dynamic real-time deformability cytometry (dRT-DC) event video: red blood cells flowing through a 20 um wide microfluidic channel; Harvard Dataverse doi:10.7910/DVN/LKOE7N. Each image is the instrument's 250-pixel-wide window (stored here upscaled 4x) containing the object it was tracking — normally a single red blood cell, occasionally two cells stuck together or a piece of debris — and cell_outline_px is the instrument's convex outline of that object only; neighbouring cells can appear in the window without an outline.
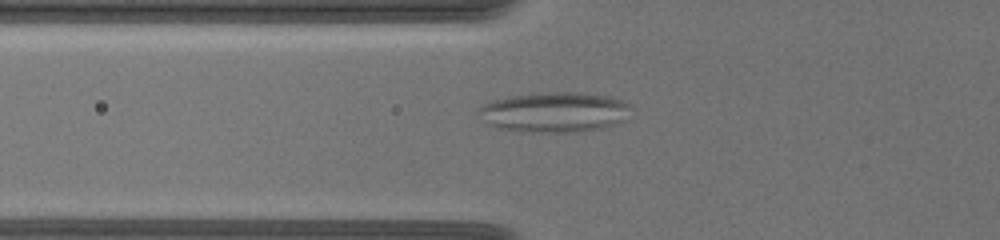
{"species": "common noctule bat (a hibernating species)", "species_latin": "Nyctalus noctula", "temperature_condition": "warm", "stored_images_in_passage": 40, "camera_frame_rate_fps": 3000, "um_per_image_px": 0.085, "animal": {"sex": "female", "body_mass_g": 19.5, "forearm_length_mm": 54.1}, "frame": {"image": 1, "passage_image": 19, "time_ms": 8.0, "image_size_px": [1000, 240], "cell_outline_px": [[628, 104], [620, 120], [612, 124], [600, 128], [580, 132], [540, 132], [496, 128], [484, 124], [480, 108], [484, 104], [492, 100], [512, 96], [552, 92], [580, 92], [608, 96], [620, 100]], "centroid_in_image_um": [47.04, 9.53], "position_along_channel_um": 78.8, "area_um2": 34.68}}
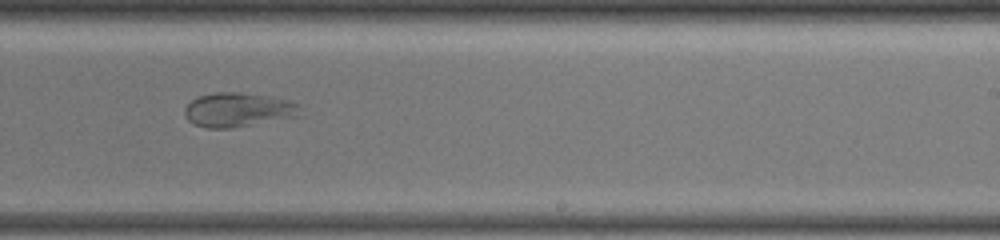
{"frame": {"image": 2, "passage_image": 28, "time_ms": 13.333, "image_size_px": [1000, 240], "cell_outline_px": [[296, 116], [232, 128], [208, 128], [196, 124], [188, 120], [184, 116], [184, 108], [192, 100], [200, 96], [216, 92], [232, 92], [288, 100], [296, 104]], "centroid_in_image_um": [20.11, 9.35], "position_along_channel_um": 268.9, "area_um2": 22.08}}
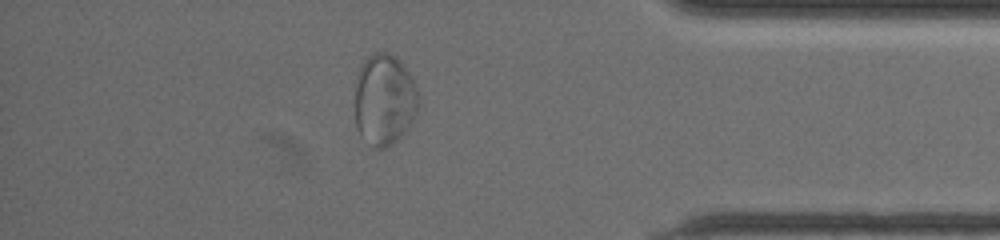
{"frame": {"image": 3, "passage_image": 33, "time_ms": 17.667, "image_size_px": [1000, 240], "cell_outline_px": [[416, 112], [404, 132], [388, 148], [372, 148], [360, 136], [356, 128], [356, 84], [360, 64], [368, 56], [376, 52], [388, 52], [396, 56], [408, 72], [416, 88]], "centroid_in_image_um": [32.62, 8.48], "position_along_channel_um": 402.6, "area_um2": 33.47}}